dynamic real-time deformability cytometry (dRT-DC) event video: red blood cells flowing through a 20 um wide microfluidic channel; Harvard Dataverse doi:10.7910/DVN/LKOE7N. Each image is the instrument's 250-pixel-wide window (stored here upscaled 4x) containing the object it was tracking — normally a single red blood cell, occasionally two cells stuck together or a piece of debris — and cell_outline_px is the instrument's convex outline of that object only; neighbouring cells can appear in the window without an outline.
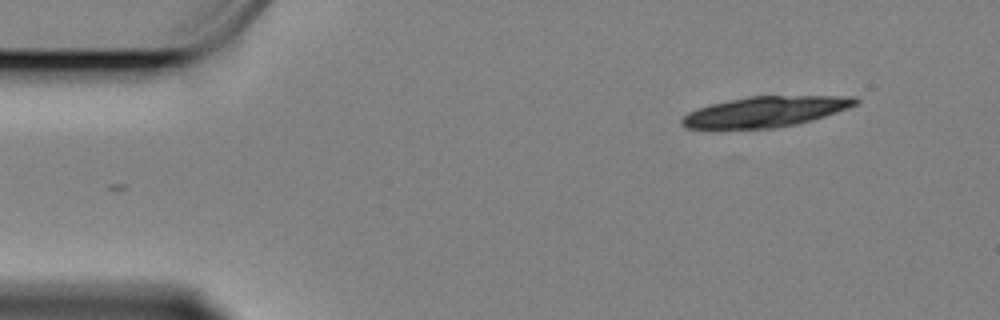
{"species": "Egyptian fruit bat (a non-hibernating species)", "species_latin": "Rousettus aegyptiacus", "temperature_condition": "cold", "stored_images_in_passage": 52, "camera_frame_rate_fps": 3000, "um_per_image_px": 0.085, "animal": {"sex": "female"}, "frame": {"image": 1, "passage_image": 1, "time_ms": 0.0, "image_size_px": [1000, 320], "cell_outline_px": [[860, 100], [856, 104], [848, 108], [812, 120], [796, 124], [776, 128], [688, 128], [680, 124], [680, 120], [688, 112], [712, 104], [748, 96], [856, 96]], "centroid_in_image_um": [65.1, 9.48], "position_along_channel_um": 19.9, "area_um2": 30.52}}
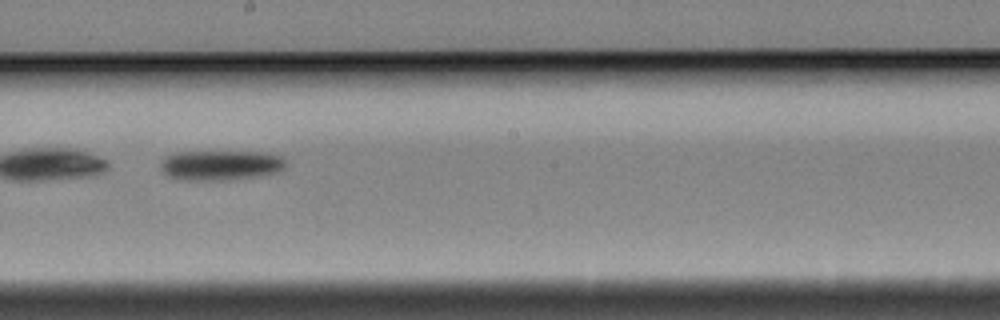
{"frame": {"image": 2, "passage_image": 27, "time_ms": 8.667, "image_size_px": [1000, 320], "cell_outline_px": [[284, 168], [276, 172], [252, 176], [212, 180], [188, 180], [168, 176], [160, 168], [160, 164], [164, 156], [176, 152], [260, 152], [280, 156], [284, 160]], "centroid_in_image_um": [18.67, 14.02], "position_along_channel_um": 229.5, "area_um2": 21.27}}
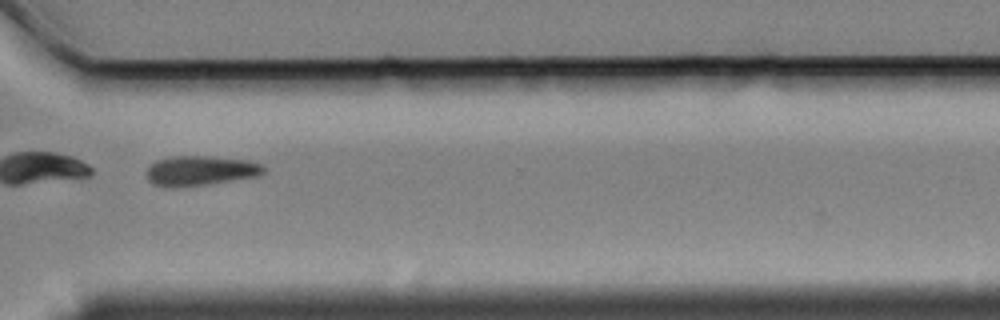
{"frame": {"image": 3, "passage_image": 38, "time_ms": 12.333, "image_size_px": [1000, 320], "cell_outline_px": [[264, 172], [256, 176], [208, 184], [176, 188], [164, 188], [152, 184], [148, 180], [144, 172], [156, 160], [172, 156], [208, 156], [248, 160], [264, 164]], "centroid_in_image_um": [16.97, 14.52], "position_along_channel_um": 353.6, "area_um2": 20.63}, "authors_computed_cell_mechanics": {"area_um2": 22.5709, "velocity_mm_per_s": 3.3833, "shape_relaxation_time_tau1_ms": 2.2369, "shape_relaxation_time_tau2_ms": null, "deformation_change_tau1": 0.1027, "deformation_change_tau2": null}}